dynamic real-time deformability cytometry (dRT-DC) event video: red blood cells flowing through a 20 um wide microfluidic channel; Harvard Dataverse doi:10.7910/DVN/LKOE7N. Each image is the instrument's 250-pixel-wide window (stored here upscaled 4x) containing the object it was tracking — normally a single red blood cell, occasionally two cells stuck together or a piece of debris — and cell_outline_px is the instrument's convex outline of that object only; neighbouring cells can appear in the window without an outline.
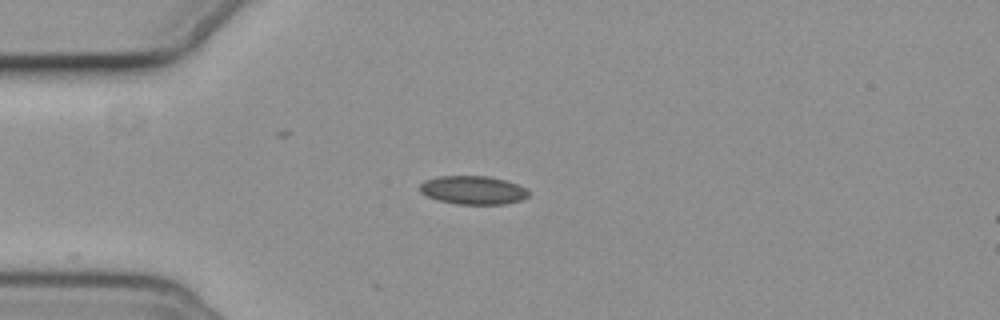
{"species": "common noctule bat (a hibernating species)", "species_latin": "Nyctalus noctula", "temperature_condition": "cold", "stored_images_in_passage": 4, "camera_frame_rate_fps": 3000, "um_per_image_px": 0.085, "animal": {"sex": "female", "body_mass_g": 19.3, "forearm_length_mm": 54.1}, "frame": {"image": 1, "passage_image": 1, "time_ms": 0.0, "image_size_px": [1000, 320], "cell_outline_px": [[528, 196], [520, 200], [504, 204], [456, 204], [440, 200], [428, 196], [420, 192], [420, 184], [424, 180], [436, 176], [492, 176], [508, 180], [524, 188], [528, 192]], "centroid_in_image_um": [40.19, 16.14], "position_along_channel_um": 44.8, "area_um2": 18.03}}